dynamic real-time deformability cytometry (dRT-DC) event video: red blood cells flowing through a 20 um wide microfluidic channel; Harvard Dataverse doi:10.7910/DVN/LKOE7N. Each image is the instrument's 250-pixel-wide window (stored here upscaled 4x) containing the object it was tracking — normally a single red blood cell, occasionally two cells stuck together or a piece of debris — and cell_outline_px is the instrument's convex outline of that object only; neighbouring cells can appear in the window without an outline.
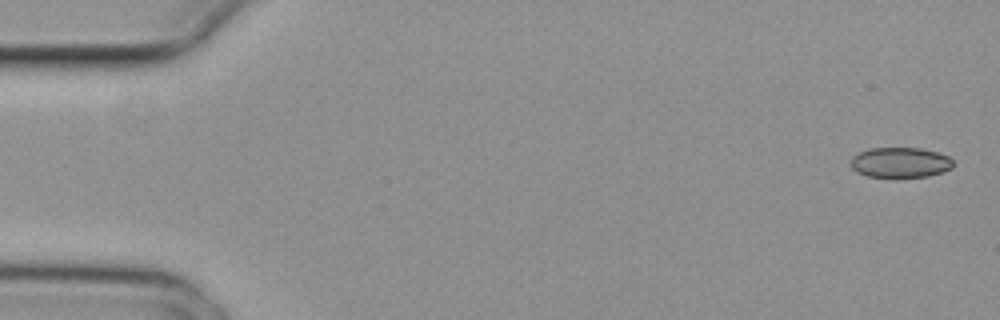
{"species": "common noctule bat (a hibernating species)", "species_latin": "Nyctalus noctula", "temperature_condition": "cold", "stored_images_in_passage": 5, "segment_of_instrument_passage": [2, 2], "camera_frame_rate_fps": 3000, "um_per_image_px": 0.085, "animal": {"sex": "female", "body_mass_g": 29.2, "forearm_length_mm": 56.3}, "frame": {"image": 1, "passage_image": 5, "time_ms": 1.333, "image_size_px": [1000, 320], "cell_outline_px": [[952, 168], [944, 172], [928, 176], [868, 176], [856, 172], [852, 168], [852, 156], [868, 148], [920, 148], [936, 152], [948, 156], [952, 160]], "centroid_in_image_um": [76.53, 13.8], "position_along_channel_um": 8.5, "area_um2": 17.8}}